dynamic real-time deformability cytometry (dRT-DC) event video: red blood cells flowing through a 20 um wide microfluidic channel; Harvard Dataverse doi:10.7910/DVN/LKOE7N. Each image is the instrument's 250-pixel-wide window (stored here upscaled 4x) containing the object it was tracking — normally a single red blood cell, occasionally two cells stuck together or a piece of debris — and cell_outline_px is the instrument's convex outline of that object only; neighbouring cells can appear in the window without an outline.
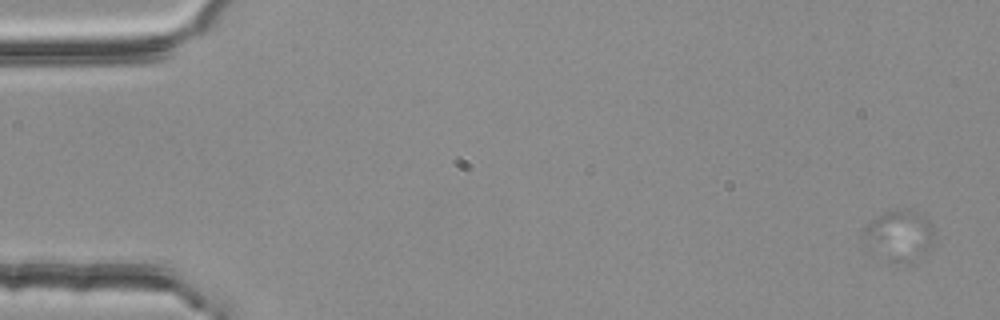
{"species": "common noctule bat (a hibernating species)", "species_latin": "Nyctalus noctula", "temperature_condition": "room temperature", "stored_images_in_passage": 4, "camera_frame_rate_fps": 3000, "um_per_image_px": 0.085, "animal": {"sex": "female", "body_mass_g": 25.1}, "frame": {"image": 1, "passage_image": 1, "time_ms": 0.0, "image_size_px": [1000, 320], "cell_outline_px": [[936, 240], [928, 252], [924, 252], [864, 236], [864, 228], [876, 216], [884, 212], [904, 208], [908, 208], [928, 220]], "centroid_in_image_um": [76.68, 19.52], "position_along_channel_um": 8.3, "area_um2": 15.09}}